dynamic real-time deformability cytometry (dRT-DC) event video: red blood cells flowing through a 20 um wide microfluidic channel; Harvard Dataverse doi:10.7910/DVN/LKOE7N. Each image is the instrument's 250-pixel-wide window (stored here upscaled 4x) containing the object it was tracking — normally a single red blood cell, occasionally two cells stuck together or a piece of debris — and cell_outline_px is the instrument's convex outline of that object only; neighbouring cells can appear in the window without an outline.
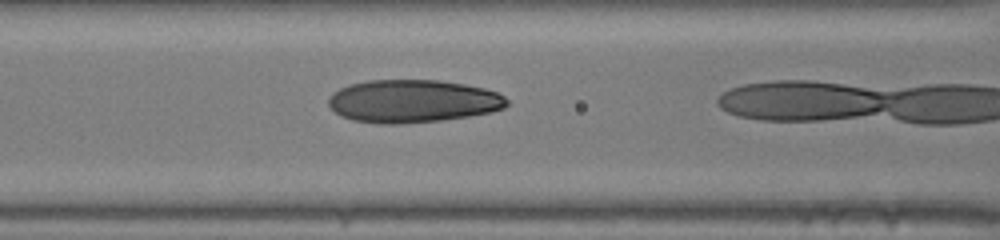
{"species": "human", "species_latin": "Homo sapiens", "temperature_condition": "room temperature", "stored_images_in_passage": 20, "camera_frame_rate_fps": 3000, "um_per_image_px": 0.085, "donor": {"sex": "male"}, "frame": {"image": 1, "passage_image": 19, "time_ms": 6.0, "image_size_px": [1000, 240], "cell_outline_px": [[508, 104], [504, 108], [492, 112], [468, 116], [440, 120], [400, 124], [380, 124], [352, 120], [340, 116], [328, 104], [328, 96], [332, 92], [348, 84], [368, 80], [440, 80], [464, 84], [484, 88], [496, 92], [504, 96], [508, 100]], "centroid_in_image_um": [35.06, 8.59], "position_along_channel_um": 131.5, "area_um2": 44.8}}